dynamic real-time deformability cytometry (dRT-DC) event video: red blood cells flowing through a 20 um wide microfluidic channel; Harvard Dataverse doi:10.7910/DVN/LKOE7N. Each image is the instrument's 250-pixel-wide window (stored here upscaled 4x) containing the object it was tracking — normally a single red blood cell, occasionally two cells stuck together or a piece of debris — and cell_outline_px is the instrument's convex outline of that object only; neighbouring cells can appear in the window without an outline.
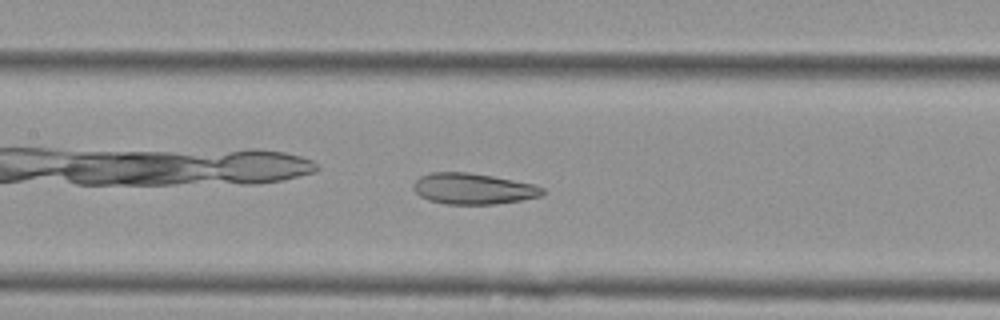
{"species": "Egyptian fruit bat (a non-hibernating species)", "species_latin": "Rousettus aegyptiacus", "temperature_condition": "cold", "stored_images_in_passage": 35, "camera_frame_rate_fps": 3000, "um_per_image_px": 0.085, "animal": {"sex": "female"}, "frame": {"image": 1, "passage_image": 10, "time_ms": 3.0, "image_size_px": [1000, 320], "cell_outline_px": [[544, 192], [540, 196], [520, 200], [496, 204], [448, 204], [428, 200], [420, 196], [412, 188], [412, 184], [420, 176], [432, 172], [468, 172], [492, 176], [532, 184], [544, 188]], "centroid_in_image_um": [40.17, 16.04], "position_along_channel_um": 167.2, "area_um2": 23.18}}
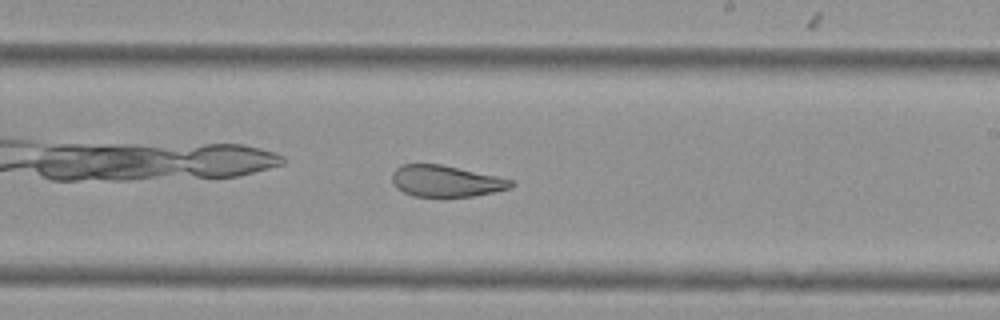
{"frame": {"image": 2, "passage_image": 17, "time_ms": 5.333, "image_size_px": [1000, 320], "cell_outline_px": [[516, 184], [512, 188], [472, 196], [412, 196], [396, 188], [392, 180], [392, 172], [400, 164], [440, 164], [496, 176], [512, 180]], "centroid_in_image_um": [37.88, 15.39], "position_along_channel_um": 251.1, "area_um2": 21.62}}
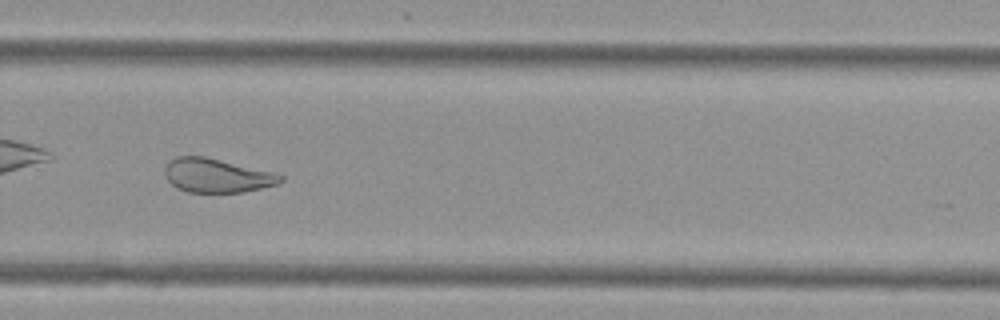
{"frame": {"image": 3, "passage_image": 22, "time_ms": 7.0, "image_size_px": [1000, 320], "cell_outline_px": [[284, 180], [280, 184], [244, 192], [188, 192], [176, 188], [164, 176], [164, 168], [176, 156], [204, 156], [272, 172], [284, 176]], "centroid_in_image_um": [18.44, 14.93], "position_along_channel_um": 311.4, "area_um2": 22.83}, "authors_computed_cell_mechanics": {"area_um2": 24.1604, "velocity_mm_per_s": 3.623, "shape_relaxation_time_tau1_ms": null, "shape_relaxation_time_tau2_ms": 1.6926, "deformation_change_tau1": null, "deformation_change_tau2": 0.0831}}